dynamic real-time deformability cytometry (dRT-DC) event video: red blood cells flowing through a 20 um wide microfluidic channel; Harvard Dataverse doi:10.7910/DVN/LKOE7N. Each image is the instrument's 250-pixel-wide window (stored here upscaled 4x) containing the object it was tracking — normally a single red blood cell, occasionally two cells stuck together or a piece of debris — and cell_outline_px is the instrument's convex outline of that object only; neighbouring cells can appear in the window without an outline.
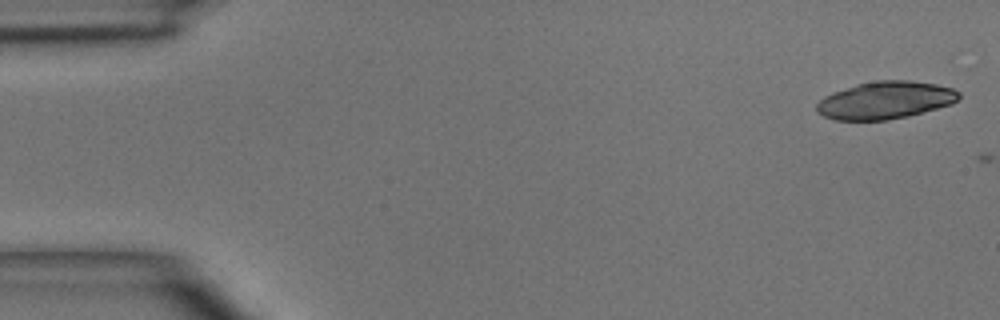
{"species": "common noctule bat (a hibernating species)", "species_latin": "Nyctalus noctula", "temperature_condition": "room temperature", "stored_images_in_passage": 2, "camera_frame_rate_fps": 3000, "um_per_image_px": 0.085, "animal": {"sex": "male", "body_mass_g": 15.6}, "frame": {"image": 1, "passage_image": 1, "time_ms": 0.0, "image_size_px": [1000, 320], "cell_outline_px": [[960, 96], [952, 104], [908, 116], [888, 120], [836, 120], [824, 116], [816, 112], [816, 104], [824, 96], [832, 92], [856, 84], [876, 80], [908, 80], [936, 84], [952, 88], [960, 92]], "centroid_in_image_um": [75.23, 8.51], "position_along_channel_um": 9.8, "area_um2": 31.15}}